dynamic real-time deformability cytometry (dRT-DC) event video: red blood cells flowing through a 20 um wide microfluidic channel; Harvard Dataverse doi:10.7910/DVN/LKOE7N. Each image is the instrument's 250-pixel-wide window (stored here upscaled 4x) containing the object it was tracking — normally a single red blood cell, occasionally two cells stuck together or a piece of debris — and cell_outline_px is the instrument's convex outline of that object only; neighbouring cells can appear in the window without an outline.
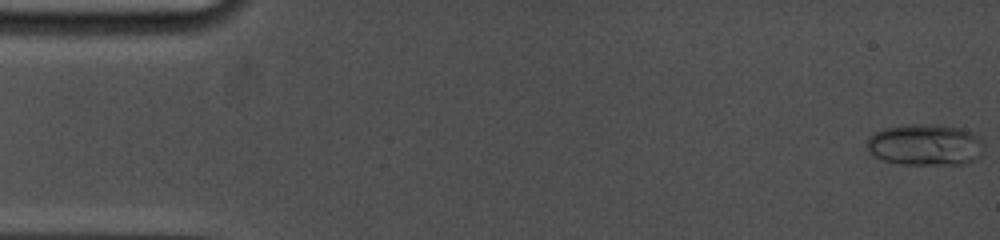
{"species": "common noctule bat (a hibernating species)", "species_latin": "Nyctalus noctula", "temperature_condition": "cold", "stored_images_in_passage": 69, "camera_frame_rate_fps": 5000, "um_per_image_px": 0.085, "animal": {"sex": "female", "body_mass_g": 19.0, "forearm_length_mm": 53.3}, "frame": {"image": 1, "passage_image": 1, "time_ms": 0.0, "image_size_px": [1000, 240], "cell_outline_px": [[984, 144], [980, 156], [972, 160], [960, 164], [900, 164], [884, 160], [868, 152], [868, 136], [872, 132], [884, 128], [908, 124], [936, 124], [960, 128], [972, 132]], "centroid_in_image_um": [78.61, 12.29], "position_along_channel_um": 6.4, "area_um2": 28.21}}
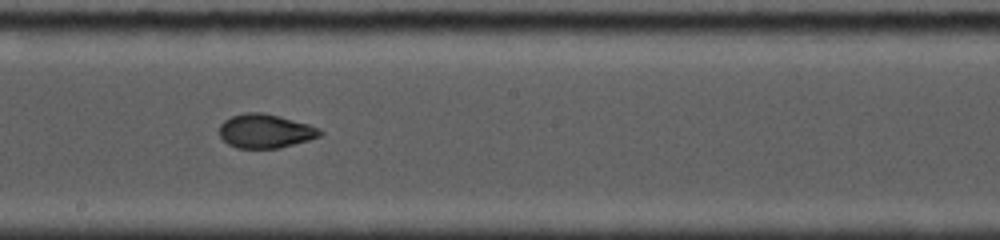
{"frame": {"image": 2, "passage_image": 48, "time_ms": 9.2, "image_size_px": [1000, 240], "cell_outline_px": [[324, 132], [320, 136], [308, 140], [280, 148], [236, 148], [228, 144], [220, 136], [220, 124], [224, 120], [232, 116], [244, 112], [260, 112], [308, 124], [320, 128]], "centroid_in_image_um": [22.54, 11.15], "position_along_channel_um": 225.7, "area_um2": 19.77}}
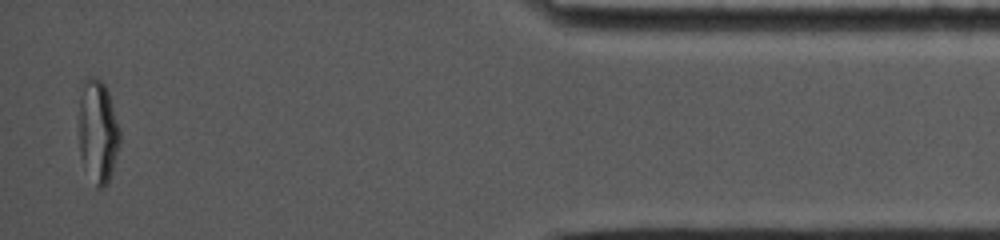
{"frame": {"image": 3, "passage_image": 69, "time_ms": 15.8, "image_size_px": [1000, 240], "cell_outline_px": [[120, 140], [108, 184], [104, 188], [96, 188], [80, 156], [80, 80], [92, 76], [96, 76], [104, 84], [108, 92], [120, 128]], "centroid_in_image_um": [8.32, 11.12], "position_along_channel_um": 426.9, "area_um2": 24.51}, "authors_computed_cell_mechanics": {"area_um2": 21.0392, "velocity_mm_per_s": 3.8102, "shape_relaxation_time_tau1_ms": null, "shape_relaxation_time_tau2_ms": 0.9825, "deformation_change_tau1": null, "deformation_change_tau2": 0.0568}}